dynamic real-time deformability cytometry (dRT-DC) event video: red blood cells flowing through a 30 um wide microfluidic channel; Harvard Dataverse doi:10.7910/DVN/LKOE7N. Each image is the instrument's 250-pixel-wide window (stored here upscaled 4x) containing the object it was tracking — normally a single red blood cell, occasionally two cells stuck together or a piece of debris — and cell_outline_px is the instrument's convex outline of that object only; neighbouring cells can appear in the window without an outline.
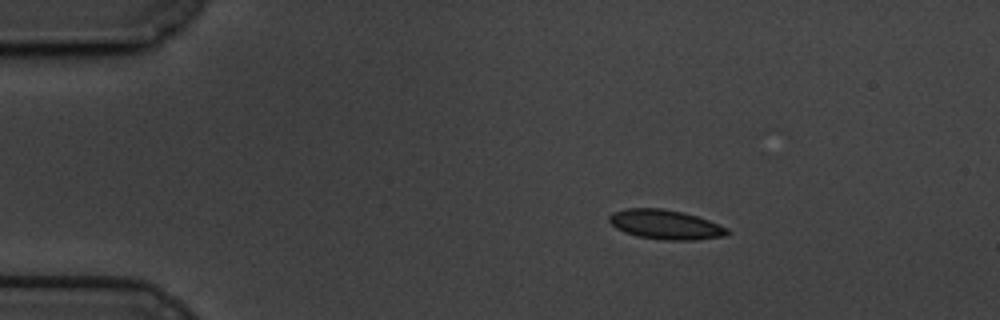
{"species": "common noctule bat (a hibernating species)", "species_latin": "Nyctalus noctula", "temperature_condition": "cold", "stored_images_in_passage": 51, "camera_frame_rate_fps": 3000, "um_per_image_px": 0.085, "animal": {"sex": "male", "body_mass_g": 19.5, "forearm_length_mm": 54.6}, "frame": {"image": 1, "passage_image": 1, "time_ms": 0.0, "image_size_px": [1000, 320], "cell_outline_px": [[732, 232], [724, 236], [696, 240], [664, 240], [636, 236], [624, 232], [616, 228], [608, 220], [608, 216], [612, 212], [628, 208], [660, 208], [684, 212], [708, 220], [728, 228]], "centroid_in_image_um": [56.56, 19.09], "position_along_channel_um": 28.4, "area_um2": 20.4}}
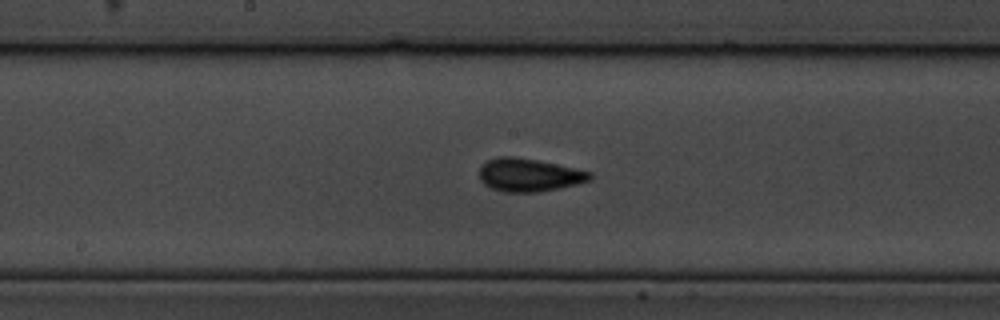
{"frame": {"image": 2, "passage_image": 22, "time_ms": 7.0, "image_size_px": [1000, 320], "cell_outline_px": [[592, 180], [560, 188], [536, 192], [500, 192], [484, 184], [480, 180], [480, 168], [488, 160], [496, 156], [512, 156], [536, 160], [556, 164], [592, 172]], "centroid_in_image_um": [44.96, 14.88], "position_along_channel_um": 203.2, "area_um2": 21.27}}
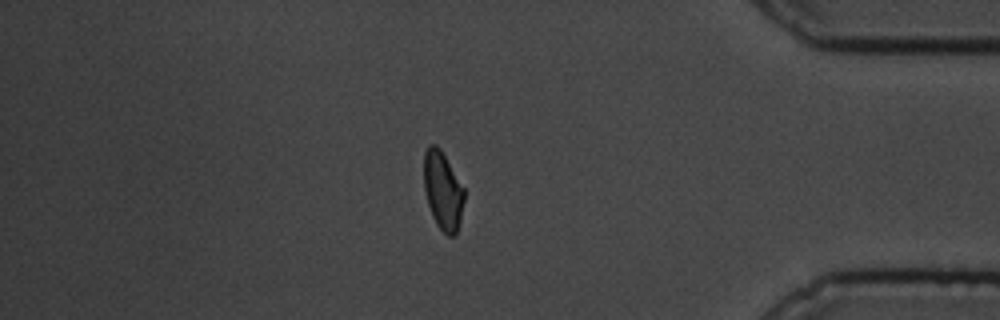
{"frame": {"image": 3, "passage_image": 42, "time_ms": 13.667, "image_size_px": [1000, 320], "cell_outline_px": [[464, 200], [460, 220], [456, 236], [448, 236], [436, 224], [432, 216], [428, 204], [424, 188], [424, 152], [428, 144], [436, 144], [440, 148], [464, 188]], "centroid_in_image_um": [37.63, 16.2], "position_along_channel_um": 397.6, "area_um2": 18.38}, "authors_computed_cell_mechanics": {"area_um2": 19.8832, "velocity_mm_per_s": 3.3699, "shape_relaxation_time_tau1_ms": 2.9498, "shape_relaxation_time_tau2_ms": 1.6712, "deformation_change_tau1": 0.0922, "deformation_change_tau2": 0.0425}}